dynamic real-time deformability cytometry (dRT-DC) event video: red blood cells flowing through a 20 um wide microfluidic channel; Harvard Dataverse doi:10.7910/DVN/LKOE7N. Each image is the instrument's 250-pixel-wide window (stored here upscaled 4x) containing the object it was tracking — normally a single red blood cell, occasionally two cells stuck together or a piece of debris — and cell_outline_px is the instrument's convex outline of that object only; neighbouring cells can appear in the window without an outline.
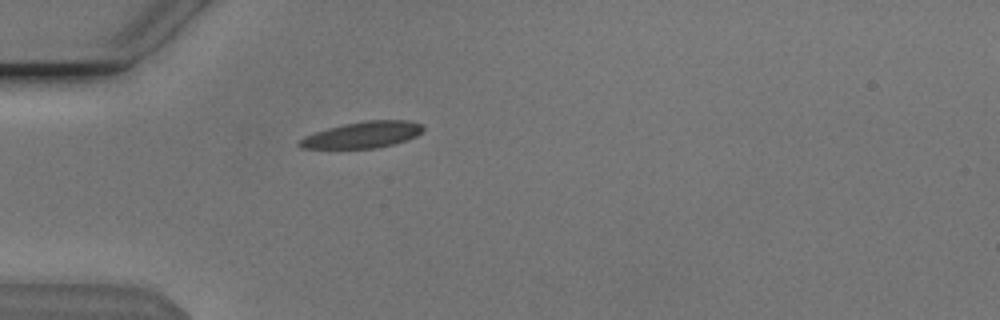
{"species": "Egyptian fruit bat (a non-hibernating species)", "species_latin": "Rousettus aegyptiacus", "temperature_condition": "cold", "stored_images_in_passage": 29, "camera_frame_rate_fps": 3000, "um_per_image_px": 0.085, "animal": {"sex": "male"}, "frame": {"image": 1, "passage_image": 3, "time_ms": 0.667, "image_size_px": [1000, 320], "cell_outline_px": [[424, 128], [416, 136], [408, 140], [376, 148], [300, 148], [296, 144], [304, 136], [328, 128], [344, 124], [364, 120], [408, 120], [424, 124]], "centroid_in_image_um": [30.84, 11.45], "position_along_channel_um": 54.2, "area_um2": 18.96}}
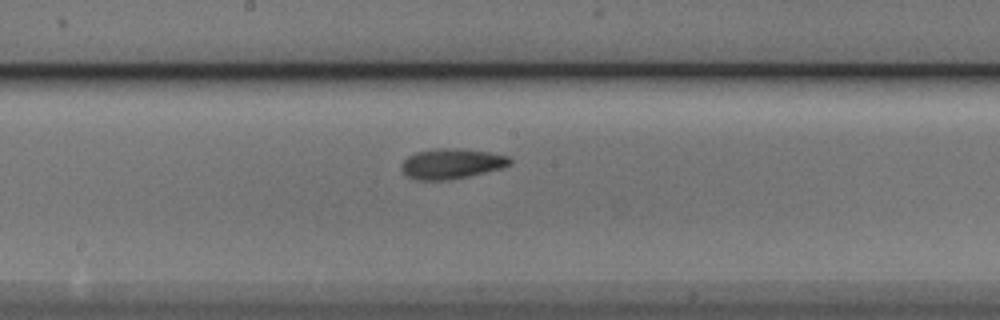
{"frame": {"image": 2, "passage_image": 16, "time_ms": 5.0, "image_size_px": [1000, 320], "cell_outline_px": [[512, 164], [504, 168], [468, 176], [448, 180], [420, 180], [408, 176], [400, 168], [400, 164], [408, 156], [416, 152], [436, 148], [456, 148], [488, 152], [508, 156], [512, 160]], "centroid_in_image_um": [38.4, 13.91], "position_along_channel_um": 209.8, "area_um2": 19.13}}
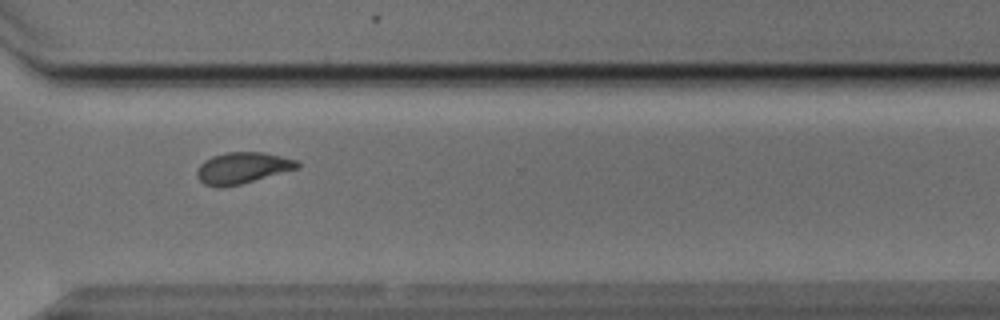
{"frame": {"image": 3, "passage_image": 27, "time_ms": 8.667, "image_size_px": [1000, 320], "cell_outline_px": [[300, 168], [240, 184], [224, 188], [220, 188], [204, 184], [196, 176], [196, 172], [200, 164], [204, 160], [212, 156], [224, 152], [264, 152], [296, 160], [300, 164]], "centroid_in_image_um": [20.58, 14.28], "position_along_channel_um": 350.0, "area_um2": 18.44}, "authors_computed_cell_mechanics": {"area_um2": 18.4382, "velocity_mm_per_s": 3.8239, "shape_relaxation_time_tau1_ms": 5.2179, "shape_relaxation_time_tau2_ms": 2.0507, "deformation_change_tau1": 0.1557, "deformation_change_tau2": 0.0799}}